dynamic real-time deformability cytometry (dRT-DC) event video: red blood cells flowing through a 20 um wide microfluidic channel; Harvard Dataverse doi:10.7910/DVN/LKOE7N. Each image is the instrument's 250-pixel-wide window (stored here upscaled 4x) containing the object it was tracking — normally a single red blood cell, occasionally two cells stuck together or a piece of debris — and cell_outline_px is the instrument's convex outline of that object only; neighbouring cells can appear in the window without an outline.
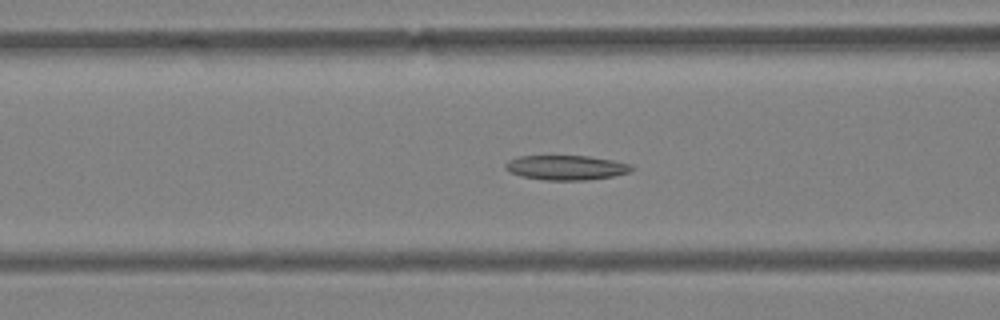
{"species": "Egyptian fruit bat (a non-hibernating species)", "species_latin": "Rousettus aegyptiacus", "temperature_condition": "warm", "stored_images_in_passage": 56, "camera_frame_rate_fps": 3000, "um_per_image_px": 0.085, "animal": {"sex": "female"}, "frame": {"image": 1, "passage_image": 23, "time_ms": 7.333, "image_size_px": [1000, 320], "cell_outline_px": [[636, 168], [632, 172], [612, 176], [588, 180], [544, 180], [520, 176], [504, 168], [504, 164], [508, 160], [520, 156], [588, 156], [612, 160], [632, 164]], "centroid_in_image_um": [48.16, 14.25], "position_along_channel_um": 118.4, "area_um2": 18.26}}
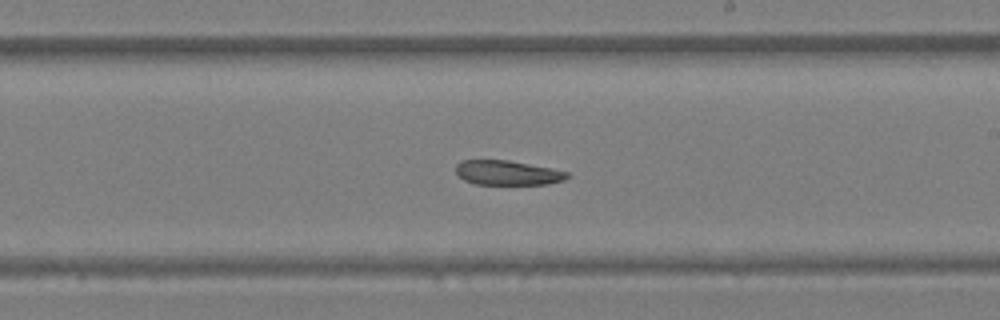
{"frame": {"image": 2, "passage_image": 33, "time_ms": 10.667, "image_size_px": [1000, 320], "cell_outline_px": [[572, 176], [564, 180], [548, 184], [476, 184], [464, 180], [456, 172], [456, 164], [460, 160], [508, 160], [552, 168], [568, 172]], "centroid_in_image_um": [43.17, 14.68], "position_along_channel_um": 245.8, "area_um2": 16.01}}
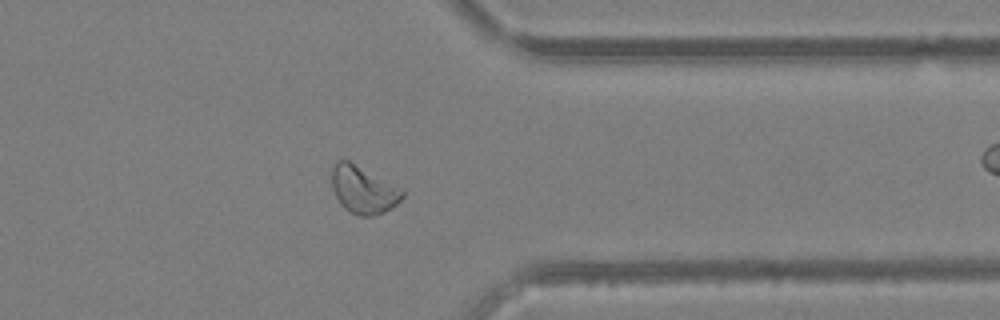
{"frame": {"image": 3, "passage_image": 44, "time_ms": 14.333, "image_size_px": [1000, 320], "cell_outline_px": [[404, 196], [392, 208], [372, 216], [356, 216], [348, 212], [340, 204], [332, 188], [332, 168], [340, 160], [348, 160], [404, 188]], "centroid_in_image_um": [30.91, 16.14], "position_along_channel_um": 380.5, "area_um2": 19.71}}